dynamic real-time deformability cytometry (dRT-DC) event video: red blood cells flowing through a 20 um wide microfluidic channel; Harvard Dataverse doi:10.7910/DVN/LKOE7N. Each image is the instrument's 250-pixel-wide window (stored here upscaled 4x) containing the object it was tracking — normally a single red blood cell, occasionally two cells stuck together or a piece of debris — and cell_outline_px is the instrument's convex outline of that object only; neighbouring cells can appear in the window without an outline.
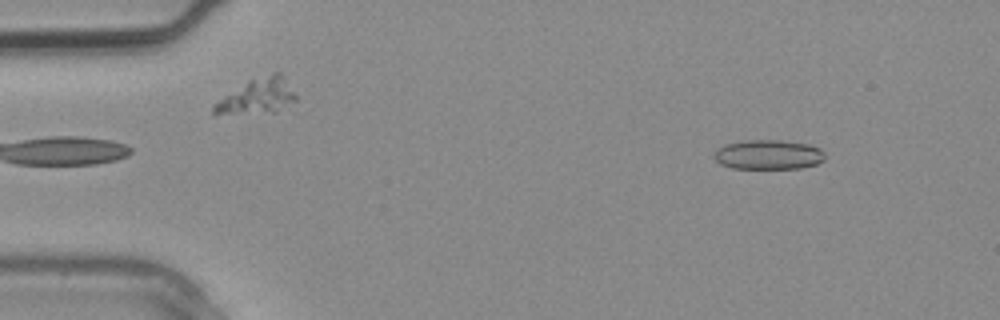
{"species": "common noctule bat (a hibernating species)", "species_latin": "Nyctalus noctula", "temperature_condition": "warm", "stored_images_in_passage": 3, "segment_of_instrument_passage": [2, 2], "camera_frame_rate_fps": 3000, "um_per_image_px": 0.085, "animal": {"sex": "male", "body_mass_g": 20.4}, "frame": {"image": 1, "passage_image": 3, "time_ms": 0.667, "image_size_px": [1000, 320], "cell_outline_px": [[824, 160], [816, 164], [800, 168], [732, 168], [720, 164], [712, 156], [712, 152], [724, 144], [740, 140], [780, 140], [808, 144], [820, 148], [824, 152]], "centroid_in_image_um": [65.26, 13.13], "position_along_channel_um": 19.7, "area_um2": 19.31}}